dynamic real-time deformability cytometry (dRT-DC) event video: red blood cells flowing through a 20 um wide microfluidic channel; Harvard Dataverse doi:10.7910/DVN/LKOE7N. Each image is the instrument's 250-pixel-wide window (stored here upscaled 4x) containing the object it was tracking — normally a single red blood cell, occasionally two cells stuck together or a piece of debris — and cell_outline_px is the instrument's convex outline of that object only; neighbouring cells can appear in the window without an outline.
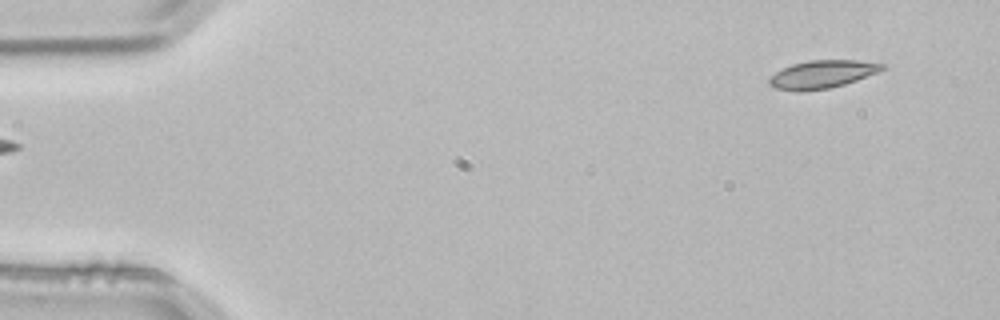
{"species": "common noctule bat (a hibernating species)", "species_latin": "Nyctalus noctula", "temperature_condition": "room temperature", "stored_images_in_passage": 3, "segment_of_instrument_passage": [2, 2], "camera_frame_rate_fps": 3000, "um_per_image_px": 0.085, "animal": {"sex": "male", "body_mass_g": 21.5, "forearm_length_mm": 52.0}, "frame": {"image": 1, "passage_image": 3, "time_ms": 0.667, "image_size_px": [1000, 320], "cell_outline_px": [[888, 68], [856, 80], [844, 84], [828, 88], [800, 92], [776, 88], [768, 84], [768, 80], [776, 72], [792, 64], [808, 60], [856, 60], [888, 64]], "centroid_in_image_um": [69.92, 6.31], "position_along_channel_um": 15.1, "area_um2": 18.38}}